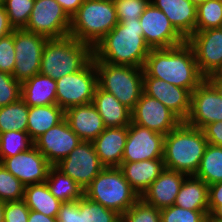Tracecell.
<instances>
[{
  "mask_svg": "<svg viewBox=\"0 0 222 222\" xmlns=\"http://www.w3.org/2000/svg\"><path fill=\"white\" fill-rule=\"evenodd\" d=\"M119 23L93 47L95 62L143 68L151 48L139 19Z\"/></svg>",
  "mask_w": 222,
  "mask_h": 222,
  "instance_id": "cell-1",
  "label": "cell"
},
{
  "mask_svg": "<svg viewBox=\"0 0 222 222\" xmlns=\"http://www.w3.org/2000/svg\"><path fill=\"white\" fill-rule=\"evenodd\" d=\"M143 77L162 79L190 93L205 79L199 72L192 47L184 42L172 48L151 49Z\"/></svg>",
  "mask_w": 222,
  "mask_h": 222,
  "instance_id": "cell-2",
  "label": "cell"
},
{
  "mask_svg": "<svg viewBox=\"0 0 222 222\" xmlns=\"http://www.w3.org/2000/svg\"><path fill=\"white\" fill-rule=\"evenodd\" d=\"M208 141L202 129L181 122L164 136L163 161L167 169L195 175Z\"/></svg>",
  "mask_w": 222,
  "mask_h": 222,
  "instance_id": "cell-3",
  "label": "cell"
},
{
  "mask_svg": "<svg viewBox=\"0 0 222 222\" xmlns=\"http://www.w3.org/2000/svg\"><path fill=\"white\" fill-rule=\"evenodd\" d=\"M93 47L72 36L48 39L39 73L54 80L82 70L93 59Z\"/></svg>",
  "mask_w": 222,
  "mask_h": 222,
  "instance_id": "cell-4",
  "label": "cell"
},
{
  "mask_svg": "<svg viewBox=\"0 0 222 222\" xmlns=\"http://www.w3.org/2000/svg\"><path fill=\"white\" fill-rule=\"evenodd\" d=\"M118 23L113 0H84L71 17L69 35L94 47Z\"/></svg>",
  "mask_w": 222,
  "mask_h": 222,
  "instance_id": "cell-5",
  "label": "cell"
},
{
  "mask_svg": "<svg viewBox=\"0 0 222 222\" xmlns=\"http://www.w3.org/2000/svg\"><path fill=\"white\" fill-rule=\"evenodd\" d=\"M84 196L120 215L140 199L119 167H105L85 188Z\"/></svg>",
  "mask_w": 222,
  "mask_h": 222,
  "instance_id": "cell-6",
  "label": "cell"
},
{
  "mask_svg": "<svg viewBox=\"0 0 222 222\" xmlns=\"http://www.w3.org/2000/svg\"><path fill=\"white\" fill-rule=\"evenodd\" d=\"M95 68L98 87L114 95L132 111L144 92V69L106 62H95Z\"/></svg>",
  "mask_w": 222,
  "mask_h": 222,
  "instance_id": "cell-7",
  "label": "cell"
},
{
  "mask_svg": "<svg viewBox=\"0 0 222 222\" xmlns=\"http://www.w3.org/2000/svg\"><path fill=\"white\" fill-rule=\"evenodd\" d=\"M97 86V71L92 59L82 70L56 80L57 105L66 110L72 106L92 103Z\"/></svg>",
  "mask_w": 222,
  "mask_h": 222,
  "instance_id": "cell-8",
  "label": "cell"
},
{
  "mask_svg": "<svg viewBox=\"0 0 222 222\" xmlns=\"http://www.w3.org/2000/svg\"><path fill=\"white\" fill-rule=\"evenodd\" d=\"M70 24L71 18L56 0H35L24 30L47 39L63 38L69 36Z\"/></svg>",
  "mask_w": 222,
  "mask_h": 222,
  "instance_id": "cell-9",
  "label": "cell"
},
{
  "mask_svg": "<svg viewBox=\"0 0 222 222\" xmlns=\"http://www.w3.org/2000/svg\"><path fill=\"white\" fill-rule=\"evenodd\" d=\"M48 39L24 29H14V78L20 83L39 74L42 52Z\"/></svg>",
  "mask_w": 222,
  "mask_h": 222,
  "instance_id": "cell-10",
  "label": "cell"
},
{
  "mask_svg": "<svg viewBox=\"0 0 222 222\" xmlns=\"http://www.w3.org/2000/svg\"><path fill=\"white\" fill-rule=\"evenodd\" d=\"M55 166L73 179L83 190L105 168L99 160L92 141H81L66 158Z\"/></svg>",
  "mask_w": 222,
  "mask_h": 222,
  "instance_id": "cell-11",
  "label": "cell"
},
{
  "mask_svg": "<svg viewBox=\"0 0 222 222\" xmlns=\"http://www.w3.org/2000/svg\"><path fill=\"white\" fill-rule=\"evenodd\" d=\"M143 37L151 49L172 48L186 42L167 16L151 2L141 14Z\"/></svg>",
  "mask_w": 222,
  "mask_h": 222,
  "instance_id": "cell-12",
  "label": "cell"
},
{
  "mask_svg": "<svg viewBox=\"0 0 222 222\" xmlns=\"http://www.w3.org/2000/svg\"><path fill=\"white\" fill-rule=\"evenodd\" d=\"M222 121V97L204 79L191 92L190 112L184 121L189 126L203 129L206 125Z\"/></svg>",
  "mask_w": 222,
  "mask_h": 222,
  "instance_id": "cell-13",
  "label": "cell"
},
{
  "mask_svg": "<svg viewBox=\"0 0 222 222\" xmlns=\"http://www.w3.org/2000/svg\"><path fill=\"white\" fill-rule=\"evenodd\" d=\"M131 122L166 135L182 121L162 102L143 92L131 111Z\"/></svg>",
  "mask_w": 222,
  "mask_h": 222,
  "instance_id": "cell-14",
  "label": "cell"
},
{
  "mask_svg": "<svg viewBox=\"0 0 222 222\" xmlns=\"http://www.w3.org/2000/svg\"><path fill=\"white\" fill-rule=\"evenodd\" d=\"M186 42L192 47L200 74L206 78L222 64V27L194 32Z\"/></svg>",
  "mask_w": 222,
  "mask_h": 222,
  "instance_id": "cell-15",
  "label": "cell"
},
{
  "mask_svg": "<svg viewBox=\"0 0 222 222\" xmlns=\"http://www.w3.org/2000/svg\"><path fill=\"white\" fill-rule=\"evenodd\" d=\"M164 136L131 122L128 125L122 162L163 159Z\"/></svg>",
  "mask_w": 222,
  "mask_h": 222,
  "instance_id": "cell-16",
  "label": "cell"
},
{
  "mask_svg": "<svg viewBox=\"0 0 222 222\" xmlns=\"http://www.w3.org/2000/svg\"><path fill=\"white\" fill-rule=\"evenodd\" d=\"M82 140L70 128L66 119L51 127L34 141V146L55 166L75 149Z\"/></svg>",
  "mask_w": 222,
  "mask_h": 222,
  "instance_id": "cell-17",
  "label": "cell"
},
{
  "mask_svg": "<svg viewBox=\"0 0 222 222\" xmlns=\"http://www.w3.org/2000/svg\"><path fill=\"white\" fill-rule=\"evenodd\" d=\"M0 163L25 186L46 182L52 166L34 145L16 156L2 159Z\"/></svg>",
  "mask_w": 222,
  "mask_h": 222,
  "instance_id": "cell-18",
  "label": "cell"
},
{
  "mask_svg": "<svg viewBox=\"0 0 222 222\" xmlns=\"http://www.w3.org/2000/svg\"><path fill=\"white\" fill-rule=\"evenodd\" d=\"M143 91L148 96L162 102L182 122L188 117L191 93L187 89L172 85L162 79L143 77Z\"/></svg>",
  "mask_w": 222,
  "mask_h": 222,
  "instance_id": "cell-19",
  "label": "cell"
},
{
  "mask_svg": "<svg viewBox=\"0 0 222 222\" xmlns=\"http://www.w3.org/2000/svg\"><path fill=\"white\" fill-rule=\"evenodd\" d=\"M187 176L182 172L165 168L140 198L158 209L172 206Z\"/></svg>",
  "mask_w": 222,
  "mask_h": 222,
  "instance_id": "cell-20",
  "label": "cell"
},
{
  "mask_svg": "<svg viewBox=\"0 0 222 222\" xmlns=\"http://www.w3.org/2000/svg\"><path fill=\"white\" fill-rule=\"evenodd\" d=\"M65 119L82 141H93L106 128L93 103L67 108Z\"/></svg>",
  "mask_w": 222,
  "mask_h": 222,
  "instance_id": "cell-21",
  "label": "cell"
},
{
  "mask_svg": "<svg viewBox=\"0 0 222 222\" xmlns=\"http://www.w3.org/2000/svg\"><path fill=\"white\" fill-rule=\"evenodd\" d=\"M128 126L106 127L92 141L94 149L104 167H119L122 164Z\"/></svg>",
  "mask_w": 222,
  "mask_h": 222,
  "instance_id": "cell-22",
  "label": "cell"
},
{
  "mask_svg": "<svg viewBox=\"0 0 222 222\" xmlns=\"http://www.w3.org/2000/svg\"><path fill=\"white\" fill-rule=\"evenodd\" d=\"M187 40L194 32L197 21V6L189 0H150Z\"/></svg>",
  "mask_w": 222,
  "mask_h": 222,
  "instance_id": "cell-23",
  "label": "cell"
},
{
  "mask_svg": "<svg viewBox=\"0 0 222 222\" xmlns=\"http://www.w3.org/2000/svg\"><path fill=\"white\" fill-rule=\"evenodd\" d=\"M124 178L141 197L147 188L165 169L163 159H151L136 162H122L119 166Z\"/></svg>",
  "mask_w": 222,
  "mask_h": 222,
  "instance_id": "cell-24",
  "label": "cell"
},
{
  "mask_svg": "<svg viewBox=\"0 0 222 222\" xmlns=\"http://www.w3.org/2000/svg\"><path fill=\"white\" fill-rule=\"evenodd\" d=\"M92 103L99 112L105 127H122L131 123V110L114 95L98 86L95 89Z\"/></svg>",
  "mask_w": 222,
  "mask_h": 222,
  "instance_id": "cell-25",
  "label": "cell"
},
{
  "mask_svg": "<svg viewBox=\"0 0 222 222\" xmlns=\"http://www.w3.org/2000/svg\"><path fill=\"white\" fill-rule=\"evenodd\" d=\"M21 99L28 106L57 104L56 80L40 73L34 75L21 83Z\"/></svg>",
  "mask_w": 222,
  "mask_h": 222,
  "instance_id": "cell-26",
  "label": "cell"
},
{
  "mask_svg": "<svg viewBox=\"0 0 222 222\" xmlns=\"http://www.w3.org/2000/svg\"><path fill=\"white\" fill-rule=\"evenodd\" d=\"M65 119V110L57 104L29 106L27 132L34 142L39 136Z\"/></svg>",
  "mask_w": 222,
  "mask_h": 222,
  "instance_id": "cell-27",
  "label": "cell"
},
{
  "mask_svg": "<svg viewBox=\"0 0 222 222\" xmlns=\"http://www.w3.org/2000/svg\"><path fill=\"white\" fill-rule=\"evenodd\" d=\"M209 186L194 175L187 176L176 196V206L193 211H209Z\"/></svg>",
  "mask_w": 222,
  "mask_h": 222,
  "instance_id": "cell-28",
  "label": "cell"
},
{
  "mask_svg": "<svg viewBox=\"0 0 222 222\" xmlns=\"http://www.w3.org/2000/svg\"><path fill=\"white\" fill-rule=\"evenodd\" d=\"M24 200L30 210L56 218L62 204L50 193L46 182L25 186Z\"/></svg>",
  "mask_w": 222,
  "mask_h": 222,
  "instance_id": "cell-29",
  "label": "cell"
},
{
  "mask_svg": "<svg viewBox=\"0 0 222 222\" xmlns=\"http://www.w3.org/2000/svg\"><path fill=\"white\" fill-rule=\"evenodd\" d=\"M46 184L50 193L62 203L76 201L84 196L83 188L56 166L50 167Z\"/></svg>",
  "mask_w": 222,
  "mask_h": 222,
  "instance_id": "cell-30",
  "label": "cell"
},
{
  "mask_svg": "<svg viewBox=\"0 0 222 222\" xmlns=\"http://www.w3.org/2000/svg\"><path fill=\"white\" fill-rule=\"evenodd\" d=\"M194 176L202 179L208 186L222 182V147L207 145Z\"/></svg>",
  "mask_w": 222,
  "mask_h": 222,
  "instance_id": "cell-31",
  "label": "cell"
},
{
  "mask_svg": "<svg viewBox=\"0 0 222 222\" xmlns=\"http://www.w3.org/2000/svg\"><path fill=\"white\" fill-rule=\"evenodd\" d=\"M29 106L20 98L0 107V134L7 131L27 132Z\"/></svg>",
  "mask_w": 222,
  "mask_h": 222,
  "instance_id": "cell-32",
  "label": "cell"
},
{
  "mask_svg": "<svg viewBox=\"0 0 222 222\" xmlns=\"http://www.w3.org/2000/svg\"><path fill=\"white\" fill-rule=\"evenodd\" d=\"M195 32L222 27V0H206L197 5Z\"/></svg>",
  "mask_w": 222,
  "mask_h": 222,
  "instance_id": "cell-33",
  "label": "cell"
},
{
  "mask_svg": "<svg viewBox=\"0 0 222 222\" xmlns=\"http://www.w3.org/2000/svg\"><path fill=\"white\" fill-rule=\"evenodd\" d=\"M34 145L28 132L7 131L0 134V161L27 151Z\"/></svg>",
  "mask_w": 222,
  "mask_h": 222,
  "instance_id": "cell-34",
  "label": "cell"
},
{
  "mask_svg": "<svg viewBox=\"0 0 222 222\" xmlns=\"http://www.w3.org/2000/svg\"><path fill=\"white\" fill-rule=\"evenodd\" d=\"M84 222H121V215L83 196L79 199Z\"/></svg>",
  "mask_w": 222,
  "mask_h": 222,
  "instance_id": "cell-35",
  "label": "cell"
},
{
  "mask_svg": "<svg viewBox=\"0 0 222 222\" xmlns=\"http://www.w3.org/2000/svg\"><path fill=\"white\" fill-rule=\"evenodd\" d=\"M35 0H7L3 5L10 25L14 29H24L29 21Z\"/></svg>",
  "mask_w": 222,
  "mask_h": 222,
  "instance_id": "cell-36",
  "label": "cell"
},
{
  "mask_svg": "<svg viewBox=\"0 0 222 222\" xmlns=\"http://www.w3.org/2000/svg\"><path fill=\"white\" fill-rule=\"evenodd\" d=\"M25 185L0 163V201L24 199Z\"/></svg>",
  "mask_w": 222,
  "mask_h": 222,
  "instance_id": "cell-37",
  "label": "cell"
},
{
  "mask_svg": "<svg viewBox=\"0 0 222 222\" xmlns=\"http://www.w3.org/2000/svg\"><path fill=\"white\" fill-rule=\"evenodd\" d=\"M160 222H209V211H193L172 205L160 209Z\"/></svg>",
  "mask_w": 222,
  "mask_h": 222,
  "instance_id": "cell-38",
  "label": "cell"
},
{
  "mask_svg": "<svg viewBox=\"0 0 222 222\" xmlns=\"http://www.w3.org/2000/svg\"><path fill=\"white\" fill-rule=\"evenodd\" d=\"M121 222H160V209L141 198L121 215Z\"/></svg>",
  "mask_w": 222,
  "mask_h": 222,
  "instance_id": "cell-39",
  "label": "cell"
},
{
  "mask_svg": "<svg viewBox=\"0 0 222 222\" xmlns=\"http://www.w3.org/2000/svg\"><path fill=\"white\" fill-rule=\"evenodd\" d=\"M118 21L139 19L150 0H113Z\"/></svg>",
  "mask_w": 222,
  "mask_h": 222,
  "instance_id": "cell-40",
  "label": "cell"
},
{
  "mask_svg": "<svg viewBox=\"0 0 222 222\" xmlns=\"http://www.w3.org/2000/svg\"><path fill=\"white\" fill-rule=\"evenodd\" d=\"M21 98V83L13 75L0 71V107Z\"/></svg>",
  "mask_w": 222,
  "mask_h": 222,
  "instance_id": "cell-41",
  "label": "cell"
},
{
  "mask_svg": "<svg viewBox=\"0 0 222 222\" xmlns=\"http://www.w3.org/2000/svg\"><path fill=\"white\" fill-rule=\"evenodd\" d=\"M15 67L14 30L11 34L0 38V71L13 74Z\"/></svg>",
  "mask_w": 222,
  "mask_h": 222,
  "instance_id": "cell-42",
  "label": "cell"
},
{
  "mask_svg": "<svg viewBox=\"0 0 222 222\" xmlns=\"http://www.w3.org/2000/svg\"><path fill=\"white\" fill-rule=\"evenodd\" d=\"M29 212L24 199L5 202L4 222H28Z\"/></svg>",
  "mask_w": 222,
  "mask_h": 222,
  "instance_id": "cell-43",
  "label": "cell"
},
{
  "mask_svg": "<svg viewBox=\"0 0 222 222\" xmlns=\"http://www.w3.org/2000/svg\"><path fill=\"white\" fill-rule=\"evenodd\" d=\"M57 222H84L79 200L62 203L58 211Z\"/></svg>",
  "mask_w": 222,
  "mask_h": 222,
  "instance_id": "cell-44",
  "label": "cell"
},
{
  "mask_svg": "<svg viewBox=\"0 0 222 222\" xmlns=\"http://www.w3.org/2000/svg\"><path fill=\"white\" fill-rule=\"evenodd\" d=\"M202 130L208 144L222 147V121L210 123Z\"/></svg>",
  "mask_w": 222,
  "mask_h": 222,
  "instance_id": "cell-45",
  "label": "cell"
},
{
  "mask_svg": "<svg viewBox=\"0 0 222 222\" xmlns=\"http://www.w3.org/2000/svg\"><path fill=\"white\" fill-rule=\"evenodd\" d=\"M219 205H222V182L209 185V192H208L209 215Z\"/></svg>",
  "mask_w": 222,
  "mask_h": 222,
  "instance_id": "cell-46",
  "label": "cell"
},
{
  "mask_svg": "<svg viewBox=\"0 0 222 222\" xmlns=\"http://www.w3.org/2000/svg\"><path fill=\"white\" fill-rule=\"evenodd\" d=\"M14 28L10 25L4 5H0V38L13 32Z\"/></svg>",
  "mask_w": 222,
  "mask_h": 222,
  "instance_id": "cell-47",
  "label": "cell"
},
{
  "mask_svg": "<svg viewBox=\"0 0 222 222\" xmlns=\"http://www.w3.org/2000/svg\"><path fill=\"white\" fill-rule=\"evenodd\" d=\"M71 18L83 4L84 0H56Z\"/></svg>",
  "mask_w": 222,
  "mask_h": 222,
  "instance_id": "cell-48",
  "label": "cell"
},
{
  "mask_svg": "<svg viewBox=\"0 0 222 222\" xmlns=\"http://www.w3.org/2000/svg\"><path fill=\"white\" fill-rule=\"evenodd\" d=\"M28 222H57V218L49 217L40 212L30 210Z\"/></svg>",
  "mask_w": 222,
  "mask_h": 222,
  "instance_id": "cell-49",
  "label": "cell"
},
{
  "mask_svg": "<svg viewBox=\"0 0 222 222\" xmlns=\"http://www.w3.org/2000/svg\"><path fill=\"white\" fill-rule=\"evenodd\" d=\"M216 90V92L222 97V79L215 77L213 74L205 78Z\"/></svg>",
  "mask_w": 222,
  "mask_h": 222,
  "instance_id": "cell-50",
  "label": "cell"
},
{
  "mask_svg": "<svg viewBox=\"0 0 222 222\" xmlns=\"http://www.w3.org/2000/svg\"><path fill=\"white\" fill-rule=\"evenodd\" d=\"M209 222H222V205H219L210 215Z\"/></svg>",
  "mask_w": 222,
  "mask_h": 222,
  "instance_id": "cell-51",
  "label": "cell"
},
{
  "mask_svg": "<svg viewBox=\"0 0 222 222\" xmlns=\"http://www.w3.org/2000/svg\"><path fill=\"white\" fill-rule=\"evenodd\" d=\"M5 202L0 201V222H4Z\"/></svg>",
  "mask_w": 222,
  "mask_h": 222,
  "instance_id": "cell-52",
  "label": "cell"
},
{
  "mask_svg": "<svg viewBox=\"0 0 222 222\" xmlns=\"http://www.w3.org/2000/svg\"><path fill=\"white\" fill-rule=\"evenodd\" d=\"M213 75L219 79H222V64Z\"/></svg>",
  "mask_w": 222,
  "mask_h": 222,
  "instance_id": "cell-53",
  "label": "cell"
},
{
  "mask_svg": "<svg viewBox=\"0 0 222 222\" xmlns=\"http://www.w3.org/2000/svg\"><path fill=\"white\" fill-rule=\"evenodd\" d=\"M189 1L197 6L201 4L202 2H205L206 0H189Z\"/></svg>",
  "mask_w": 222,
  "mask_h": 222,
  "instance_id": "cell-54",
  "label": "cell"
},
{
  "mask_svg": "<svg viewBox=\"0 0 222 222\" xmlns=\"http://www.w3.org/2000/svg\"><path fill=\"white\" fill-rule=\"evenodd\" d=\"M7 0H0V5H3Z\"/></svg>",
  "mask_w": 222,
  "mask_h": 222,
  "instance_id": "cell-55",
  "label": "cell"
}]
</instances>
